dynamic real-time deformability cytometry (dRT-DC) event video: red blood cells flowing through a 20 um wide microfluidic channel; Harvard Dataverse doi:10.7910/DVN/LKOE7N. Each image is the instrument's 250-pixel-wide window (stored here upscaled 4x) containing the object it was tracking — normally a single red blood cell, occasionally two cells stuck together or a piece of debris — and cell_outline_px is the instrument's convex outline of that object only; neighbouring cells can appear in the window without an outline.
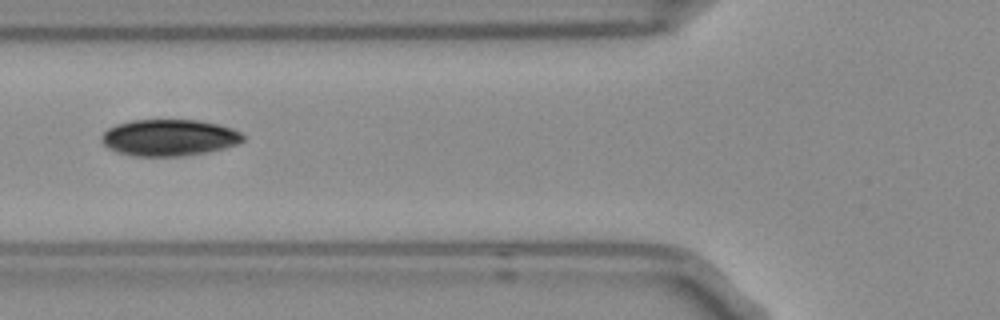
{"species": "Egyptian fruit bat (a non-hibernating species)", "species_latin": "Rousettus aegyptiacus", "temperature_condition": "room temperature", "stored_images_in_passage": 9, "camera_frame_rate_fps": 3000, "um_per_image_px": 0.085, "frame": {"image": 1, "passage_image": 6, "time_ms": 1.667, "image_size_px": [1000, 320], "cell_outline_px": [[244, 140], [236, 144], [224, 148], [208, 152], [184, 156], [132, 156], [116, 152], [108, 148], [100, 140], [100, 136], [108, 128], [116, 124], [132, 120], [200, 120], [220, 124], [232, 128], [240, 132], [244, 136]], "centroid_in_image_um": [14.36, 11.7], "position_along_channel_um": 111.4, "area_um2": 30.4}}